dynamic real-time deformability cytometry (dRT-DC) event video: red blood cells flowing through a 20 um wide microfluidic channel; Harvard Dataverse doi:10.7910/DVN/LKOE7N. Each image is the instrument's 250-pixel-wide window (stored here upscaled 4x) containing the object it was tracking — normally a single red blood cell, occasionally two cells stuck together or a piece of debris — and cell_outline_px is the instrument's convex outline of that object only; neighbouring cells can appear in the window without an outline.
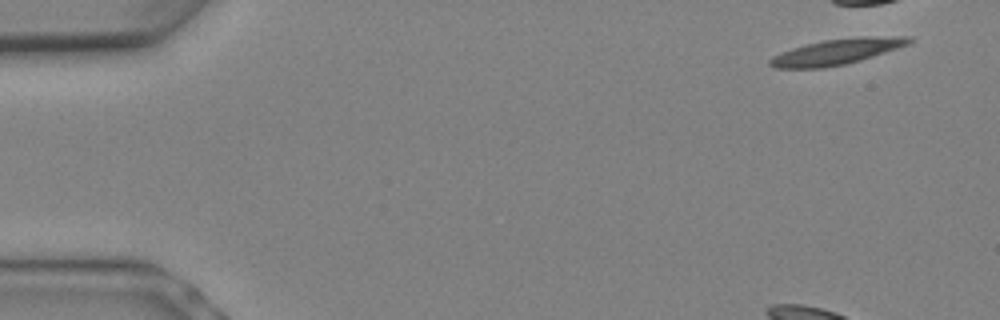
{"species": "Egyptian fruit bat (a non-hibernating species)", "species_latin": "Rousettus aegyptiacus", "temperature_condition": "warm", "stored_images_in_passage": 22, "camera_frame_rate_fps": 3000, "um_per_image_px": 0.085, "animal": {"sex": "female"}, "frame": {"image": 1, "passage_image": 1, "time_ms": 0.0, "image_size_px": [1000, 320], "cell_outline_px": [[912, 40], [908, 44], [860, 60], [844, 64], [824, 68], [776, 68], [768, 64], [768, 60], [772, 56], [792, 48], [824, 40], [864, 36], [912, 36]], "centroid_in_image_um": [71.1, 4.39], "position_along_channel_um": 13.9, "area_um2": 20.52}}